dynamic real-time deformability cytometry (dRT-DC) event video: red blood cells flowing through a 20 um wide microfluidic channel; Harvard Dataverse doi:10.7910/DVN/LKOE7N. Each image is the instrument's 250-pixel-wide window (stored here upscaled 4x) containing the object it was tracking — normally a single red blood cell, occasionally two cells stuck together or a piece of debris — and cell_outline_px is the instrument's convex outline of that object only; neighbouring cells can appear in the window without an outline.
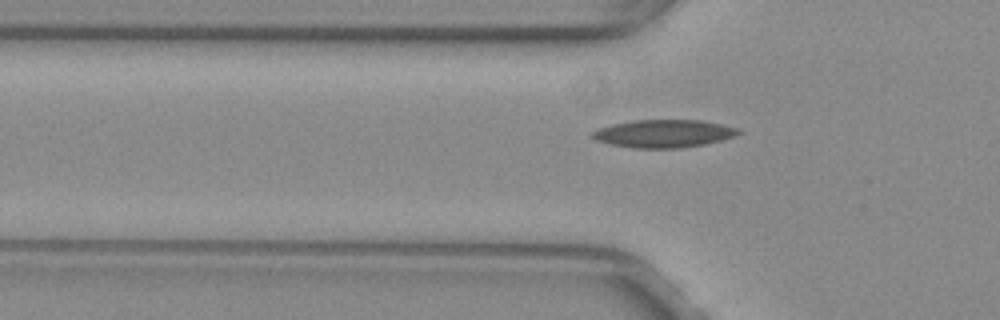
{"species": "common noctule bat (a hibernating species)", "species_latin": "Nyctalus noctula", "temperature_condition": "warm", "stored_images_in_passage": 32, "camera_frame_rate_fps": 3000, "um_per_image_px": 0.085, "animal": {"sex": "female", "body_mass_g": 29.2, "forearm_length_mm": 56.3}, "frame": {"image": 1, "passage_image": 7, "time_ms": 2.0, "image_size_px": [1000, 320], "cell_outline_px": [[740, 132], [736, 136], [704, 144], [680, 148], [632, 148], [612, 144], [596, 140], [588, 136], [592, 132], [600, 128], [632, 120], [704, 120], [740, 128]], "centroid_in_image_um": [56.44, 11.35], "position_along_channel_um": 69.4, "area_um2": 23.64}}
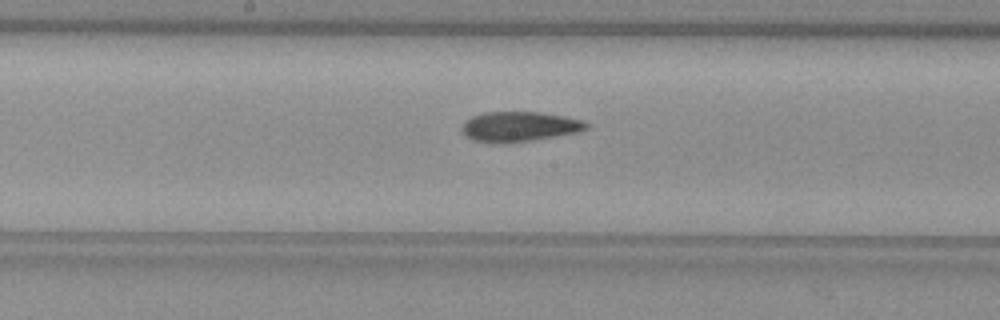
{"frame": {"image": 2, "passage_image": 17, "time_ms": 5.333, "image_size_px": [1000, 320], "cell_outline_px": [[588, 128], [580, 132], [532, 140], [504, 144], [500, 144], [472, 140], [460, 128], [464, 120], [472, 116], [484, 112], [536, 112], [564, 116], [580, 120], [588, 124]], "centroid_in_image_um": [44.11, 10.77], "position_along_channel_um": 204.1, "area_um2": 21.79}}
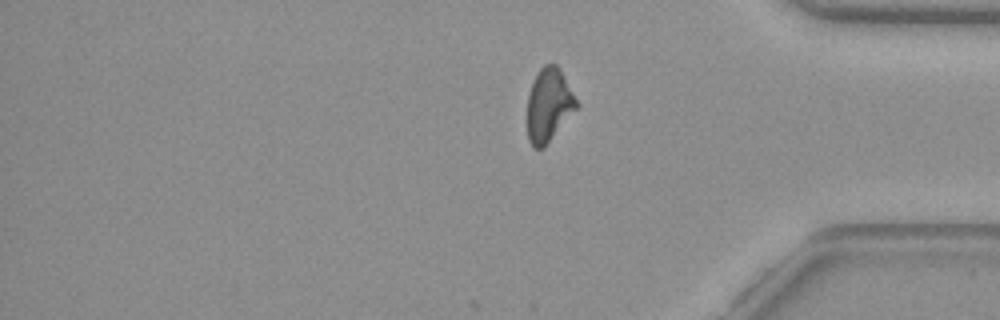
{"frame": {"image": 3, "passage_image": 32, "time_ms": 10.333, "image_size_px": [1000, 320], "cell_outline_px": [[580, 104], [544, 148], [532, 148], [528, 140], [528, 92], [536, 72], [544, 64], [556, 64], [560, 68]], "centroid_in_image_um": [46.65, 8.91], "position_along_channel_um": 388.6, "area_um2": 21.21}, "authors_computed_cell_mechanics": {"area_um2": 21.7906, "velocity_mm_per_s": 4.0364, "shape_relaxation_time_tau1_ms": null, "shape_relaxation_time_tau2_ms": 3.6163, "deformation_change_tau1": null, "deformation_change_tau2": 0.1114}}